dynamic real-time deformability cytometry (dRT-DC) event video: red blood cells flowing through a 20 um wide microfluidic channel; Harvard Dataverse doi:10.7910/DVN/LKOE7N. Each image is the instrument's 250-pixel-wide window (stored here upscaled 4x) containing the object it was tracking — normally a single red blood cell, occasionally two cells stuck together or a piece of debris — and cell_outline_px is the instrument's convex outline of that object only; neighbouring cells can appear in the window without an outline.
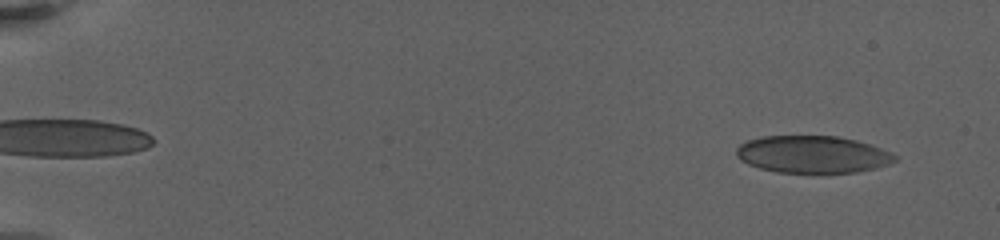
{"species": "human", "species_latin": "Homo sapiens", "temperature_condition": "warm", "stored_images_in_passage": 42, "camera_frame_rate_fps": 3000, "um_per_image_px": 0.085, "donor": {"sex": "female"}, "frame": {"image": 1, "passage_image": 3, "time_ms": 1.0, "image_size_px": [1000, 240], "cell_outline_px": [[896, 160], [888, 164], [856, 172], [776, 172], [760, 168], [748, 164], [740, 160], [736, 156], [736, 148], [740, 144], [748, 140], [764, 136], [836, 136], [856, 140], [880, 148], [896, 156]], "centroid_in_image_um": [69.01, 13.11], "position_along_channel_um": 16.0, "area_um2": 33.99}}
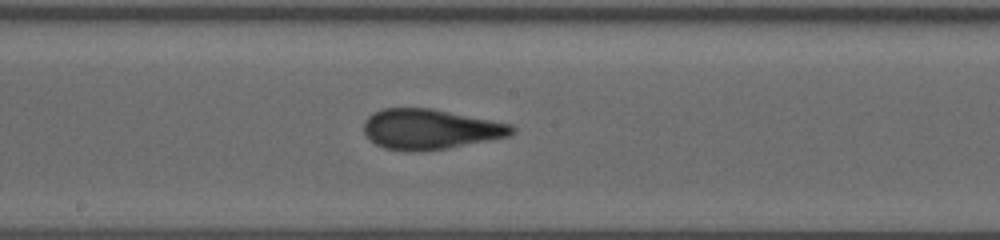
{"frame": {"image": 2, "passage_image": 25, "time_ms": 12.333, "image_size_px": [1000, 240], "cell_outline_px": [[516, 132], [508, 136], [448, 148], [420, 152], [408, 152], [384, 148], [376, 144], [364, 132], [364, 120], [368, 116], [384, 108], [432, 108], [512, 124], [516, 128]], "centroid_in_image_um": [36.57, 10.98], "position_along_channel_um": 211.6, "area_um2": 34.74}}
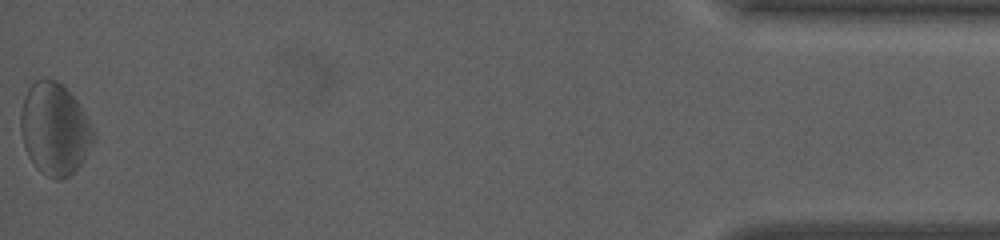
{"frame": {"image": 3, "passage_image": 42, "time_ms": 22.0, "image_size_px": [1000, 240], "cell_outline_px": [[96, 132], [92, 144], [84, 160], [68, 176], [60, 180], [56, 180], [40, 172], [36, 168], [28, 156], [24, 148], [20, 132], [20, 112], [24, 96], [28, 88], [36, 80], [56, 80], [80, 104]], "centroid_in_image_um": [4.63, 10.99], "position_along_channel_um": 430.6, "area_um2": 39.07}, "authors_computed_cell_mechanics": {"area_um2": 35.0557, "velocity_mm_per_s": 3.1055, "shape_relaxation_time_tau1_ms": null, "shape_relaxation_time_tau2_ms": 1.6458, "deformation_change_tau1": null, "deformation_change_tau2": 0.0781}}